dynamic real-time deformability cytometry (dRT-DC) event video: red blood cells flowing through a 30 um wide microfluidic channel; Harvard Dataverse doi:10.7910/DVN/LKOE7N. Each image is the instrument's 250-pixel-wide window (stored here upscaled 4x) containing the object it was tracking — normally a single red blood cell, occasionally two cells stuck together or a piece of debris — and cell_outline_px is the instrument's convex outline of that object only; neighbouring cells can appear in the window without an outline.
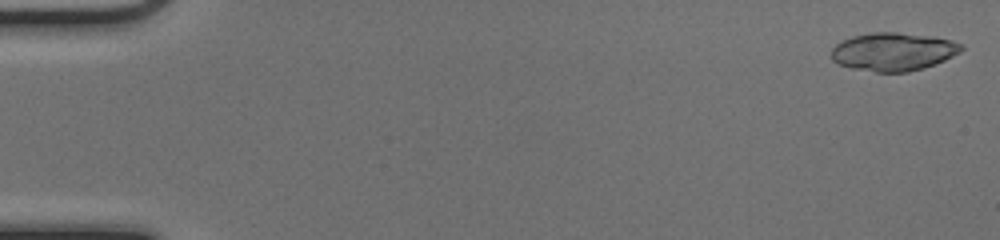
{"species": "common noctule bat (a hibernating species)", "species_latin": "Nyctalus noctula", "temperature_condition": "cold", "stored_images_in_passage": 18, "camera_frame_rate_fps": 3000, "um_per_image_px": 0.085, "animal": {"sex": "female", "body_mass_g": 17.0, "forearm_length_mm": 48.0}, "frame": {"image": 1, "passage_image": 1, "time_ms": 0.0, "image_size_px": [1000, 240], "cell_outline_px": [[964, 48], [960, 52], [936, 64], [924, 68], [908, 72], [876, 72], [852, 68], [836, 64], [832, 60], [832, 48], [836, 44], [852, 36], [872, 32], [896, 32], [932, 36], [952, 40], [964, 44]], "centroid_in_image_um": [75.94, 4.39], "position_along_channel_um": 9.1, "area_um2": 29.13}}
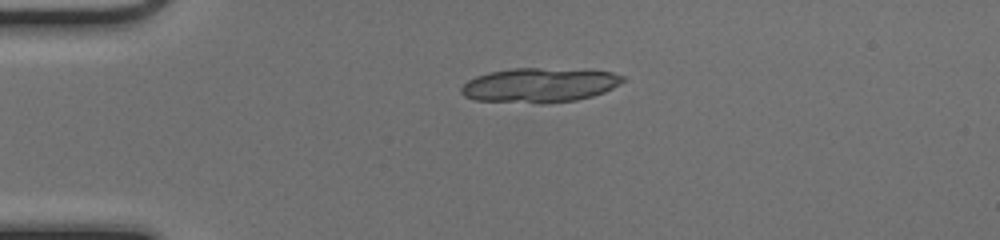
{"frame": {"image": 2, "passage_image": 12, "time_ms": 3.667, "image_size_px": [1000, 240], "cell_outline_px": [[624, 80], [620, 84], [604, 92], [592, 96], [576, 100], [544, 104], [536, 104], [472, 100], [464, 96], [460, 92], [460, 88], [468, 80], [476, 76], [488, 72], [512, 68], [540, 68], [612, 72], [624, 76]], "centroid_in_image_um": [45.8, 7.26], "position_along_channel_um": 39.2, "area_um2": 32.66}}